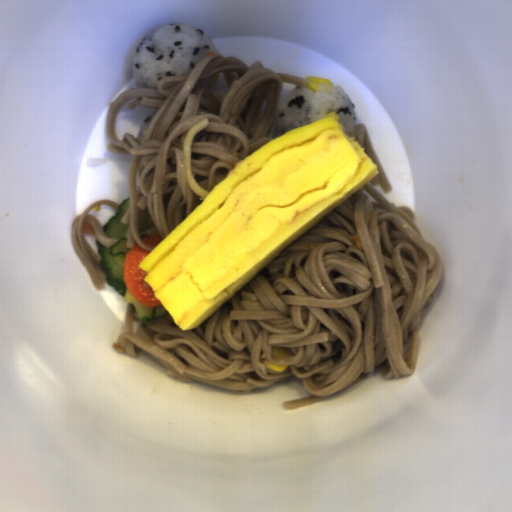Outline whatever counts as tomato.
<instances>
[{
  "label": "tomato",
  "instance_id": "1",
  "mask_svg": "<svg viewBox=\"0 0 512 512\" xmlns=\"http://www.w3.org/2000/svg\"><path fill=\"white\" fill-rule=\"evenodd\" d=\"M81 233L82 235L95 236V231L92 225L86 222L81 224Z\"/></svg>",
  "mask_w": 512,
  "mask_h": 512
}]
</instances>
